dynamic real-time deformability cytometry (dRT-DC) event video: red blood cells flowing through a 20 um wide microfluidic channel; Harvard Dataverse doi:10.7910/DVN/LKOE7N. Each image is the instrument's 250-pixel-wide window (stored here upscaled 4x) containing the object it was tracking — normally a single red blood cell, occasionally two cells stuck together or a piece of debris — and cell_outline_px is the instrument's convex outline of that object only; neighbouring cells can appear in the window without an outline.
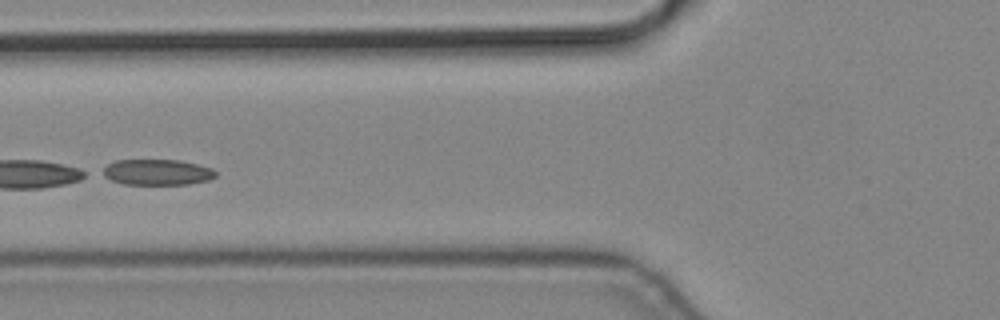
{"species": "common noctule bat (a hibernating species)", "species_latin": "Nyctalus noctula", "temperature_condition": "cold", "stored_images_in_passage": 9, "segment_of_instrument_passage": [2, 2], "camera_frame_rate_fps": 3000, "um_per_image_px": 0.085, "animal": {"sex": "male", "body_mass_g": 19.2, "forearm_length_mm": 51.8}, "frame": {"image": 1, "passage_image": 4, "time_ms": 1.0, "image_size_px": [1000, 320], "cell_outline_px": [[216, 176], [208, 180], [188, 184], [124, 184], [112, 180], [96, 172], [108, 164], [116, 160], [180, 160], [212, 168], [216, 172]], "centroid_in_image_um": [13.3, 14.63], "position_along_channel_um": 112.5, "area_um2": 17.05}}
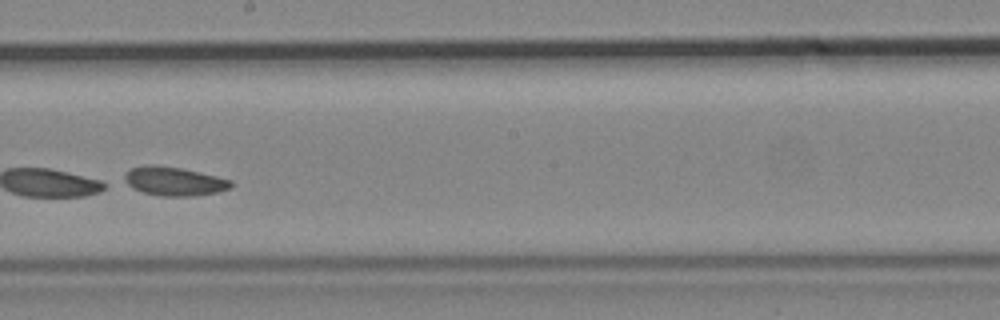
{"frame": {"image": 2, "passage_image": 7, "time_ms": 2.0, "image_size_px": [1000, 320], "cell_outline_px": [[232, 184], [228, 188], [216, 192], [192, 196], [160, 196], [144, 192], [132, 188], [124, 184], [124, 176], [132, 168], [144, 164], [156, 164], [180, 168], [216, 176], [232, 180]], "centroid_in_image_um": [14.74, 15.4], "position_along_channel_um": 233.5, "area_um2": 17.8}}
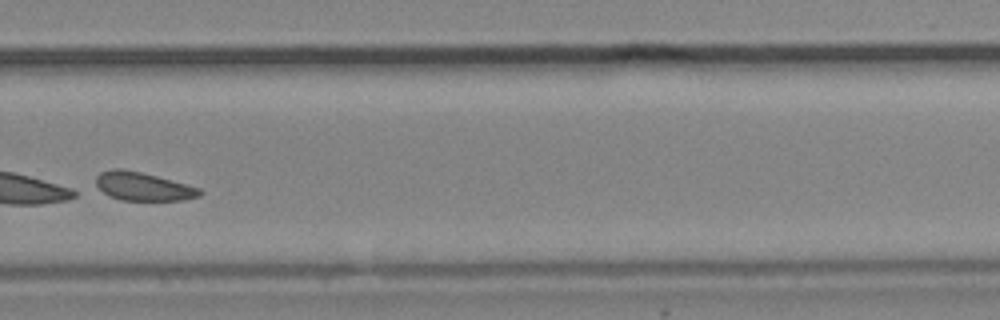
{"frame": {"image": 3, "passage_image": 9, "time_ms": 2.667, "image_size_px": [1000, 320], "cell_outline_px": [[204, 192], [200, 196], [184, 200], [120, 200], [108, 196], [96, 184], [96, 176], [100, 172], [112, 168], [120, 168], [140, 172], [156, 176], [200, 188]], "centroid_in_image_um": [12.16, 15.85], "position_along_channel_um": 317.6, "area_um2": 17.11}}